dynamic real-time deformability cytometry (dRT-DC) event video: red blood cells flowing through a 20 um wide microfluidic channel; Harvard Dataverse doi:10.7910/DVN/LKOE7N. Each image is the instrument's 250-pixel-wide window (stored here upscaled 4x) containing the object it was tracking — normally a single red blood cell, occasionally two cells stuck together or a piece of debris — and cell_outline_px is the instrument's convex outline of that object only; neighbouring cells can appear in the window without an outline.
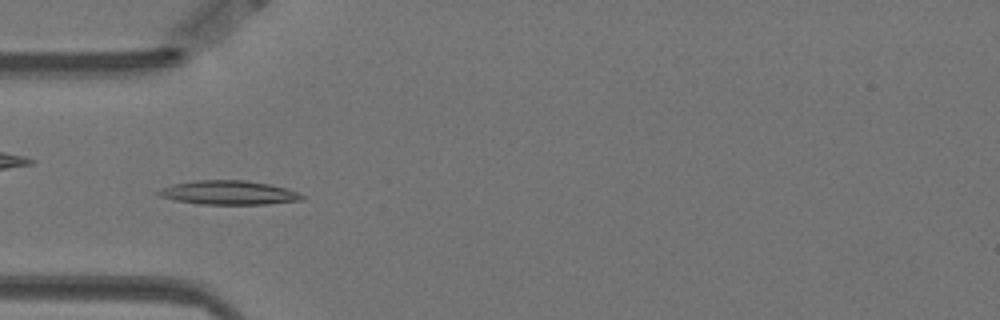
{"species": "Egyptian fruit bat (a non-hibernating species)", "species_latin": "Rousettus aegyptiacus", "temperature_condition": "warm", "stored_images_in_passage": 31, "camera_frame_rate_fps": 3000, "um_per_image_px": 0.085, "animal": {"sex": "female"}, "frame": {"image": 1, "passage_image": 4, "time_ms": 1.0, "image_size_px": [1000, 320], "cell_outline_px": [[304, 200], [268, 204], [200, 204], [176, 200], [160, 196], [156, 192], [160, 188], [172, 184], [196, 180], [244, 180], [268, 184], [300, 192], [304, 196]], "centroid_in_image_um": [19.45, 16.37], "position_along_channel_um": 65.6, "area_um2": 20.06}}
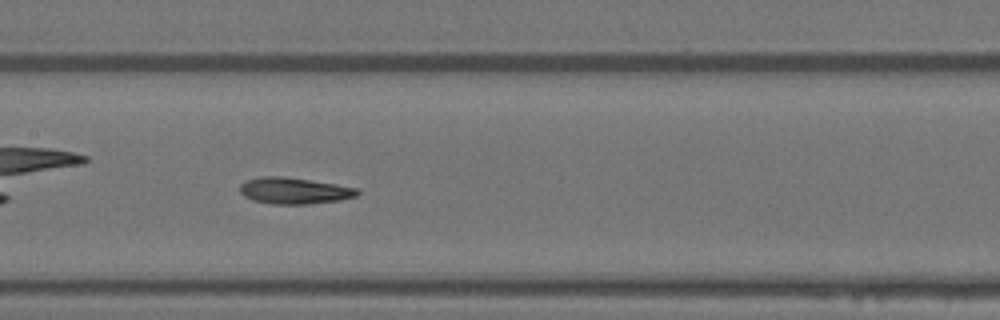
{"frame": {"image": 2, "passage_image": 14, "time_ms": 4.333, "image_size_px": [1000, 320], "cell_outline_px": [[360, 192], [356, 196], [340, 200], [308, 204], [272, 204], [252, 200], [244, 196], [240, 192], [240, 184], [248, 180], [260, 176], [284, 176], [336, 184], [356, 188]], "centroid_in_image_um": [24.99, 16.21], "position_along_channel_um": 182.4, "area_um2": 18.03}}
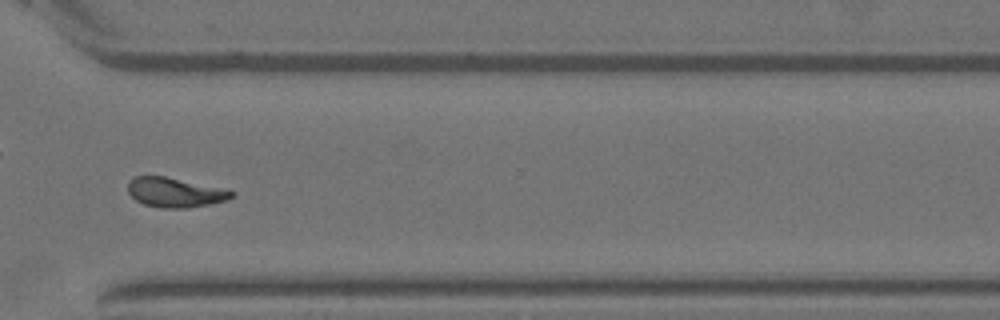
{"frame": {"image": 3, "passage_image": 29, "time_ms": 9.333, "image_size_px": [1000, 320], "cell_outline_px": [[236, 196], [228, 200], [188, 208], [160, 208], [144, 204], [136, 200], [128, 192], [128, 180], [132, 176], [164, 176], [236, 192]], "centroid_in_image_um": [14.84, 16.36], "position_along_channel_um": 355.8, "area_um2": 17.74}, "authors_computed_cell_mechanics": {"area_um2": 17.8602, "velocity_mm_per_s": 3.4774, "shape_relaxation_time_tau1_ms": 5.55, "shape_relaxation_time_tau2_ms": 3.7377, "deformation_change_tau1": 0.1539, "deformation_change_tau2": 0.1051}}